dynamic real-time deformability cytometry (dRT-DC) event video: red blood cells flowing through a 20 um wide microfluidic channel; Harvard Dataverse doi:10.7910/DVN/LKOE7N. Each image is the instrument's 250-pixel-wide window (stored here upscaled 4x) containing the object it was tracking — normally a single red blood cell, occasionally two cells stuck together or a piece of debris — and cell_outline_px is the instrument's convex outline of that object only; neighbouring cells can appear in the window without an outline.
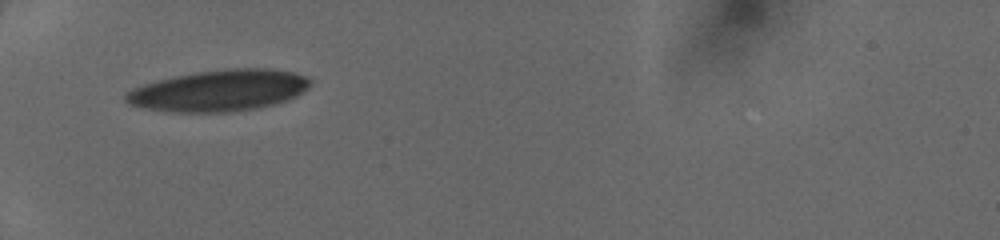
{"species": "human", "species_latin": "Homo sapiens", "temperature_condition": "cold", "stored_images_in_passage": 32, "camera_frame_rate_fps": 3000, "um_per_image_px": 0.085, "donor": {"sex": "female"}, "frame": {"image": 1, "passage_image": 1, "time_ms": 0.0, "image_size_px": [1000, 240], "cell_outline_px": [[312, 80], [308, 88], [296, 96], [272, 104], [256, 108], [228, 112], [176, 112], [144, 108], [128, 104], [124, 100], [124, 96], [132, 88], [144, 84], [176, 76], [196, 72], [224, 68], [268, 68], [292, 72], [304, 76]], "centroid_in_image_um": [18.61, 7.69], "position_along_channel_um": 66.4, "area_um2": 44.16}}
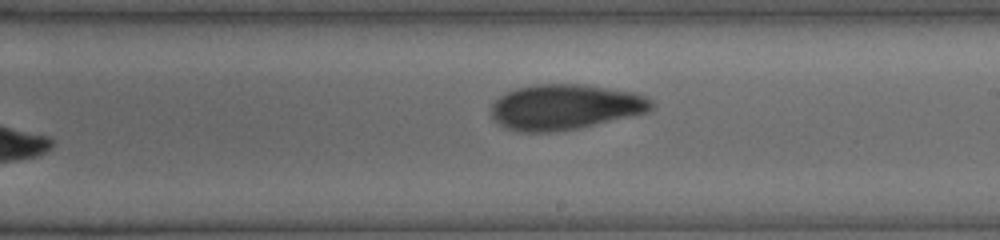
{"frame": {"image": 2, "passage_image": 14, "time_ms": 4.333, "image_size_px": [1000, 240], "cell_outline_px": [[656, 104], [648, 112], [576, 128], [552, 132], [520, 132], [508, 128], [500, 124], [492, 116], [492, 104], [504, 92], [516, 88], [532, 84], [580, 84], [636, 92], [652, 100]], "centroid_in_image_um": [48.03, 9.08], "position_along_channel_um": 241.0, "area_um2": 42.19}}
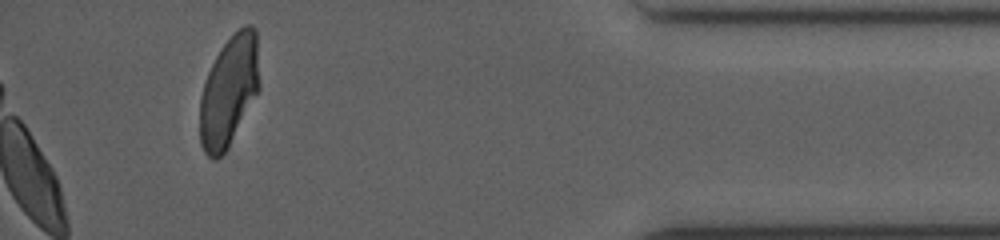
{"frame": {"image": 3, "passage_image": 29, "time_ms": 9.333, "image_size_px": [1000, 240], "cell_outline_px": [[260, 88], [224, 152], [216, 160], [212, 160], [204, 152], [200, 140], [200, 96], [208, 72], [220, 48], [232, 32], [244, 24], [252, 24], [256, 28], [260, 84]], "centroid_in_image_um": [19.47, 7.66], "position_along_channel_um": 415.7, "area_um2": 38.38}}